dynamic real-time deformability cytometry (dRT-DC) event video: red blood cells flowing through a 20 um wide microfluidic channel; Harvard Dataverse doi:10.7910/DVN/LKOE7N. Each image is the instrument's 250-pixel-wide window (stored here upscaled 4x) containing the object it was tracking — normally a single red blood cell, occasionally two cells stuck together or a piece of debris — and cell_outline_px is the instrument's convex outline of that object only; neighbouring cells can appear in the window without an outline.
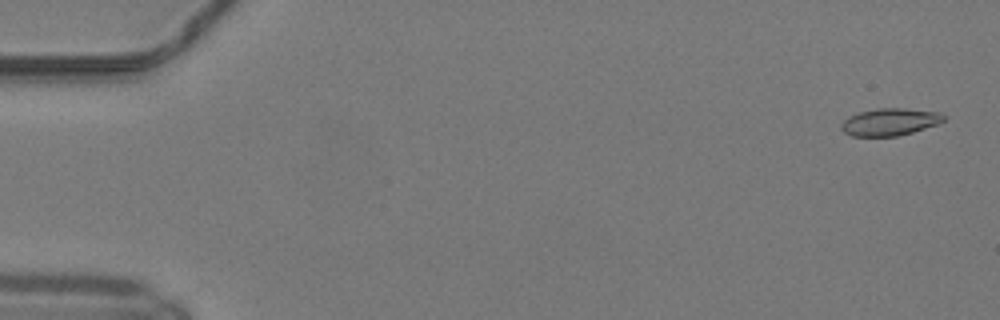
{"species": "common noctule bat (a hibernating species)", "species_latin": "Nyctalus noctula", "temperature_condition": "warm", "stored_images_in_passage": 8, "camera_frame_rate_fps": 3000, "um_per_image_px": 0.085, "animal": {"sex": "male", "body_mass_g": 19.2, "forearm_length_mm": 51.8}, "frame": {"image": 1, "passage_image": 2, "time_ms": 0.333, "image_size_px": [1000, 320], "cell_outline_px": [[948, 116], [944, 120], [936, 124], [912, 132], [896, 136], [852, 136], [844, 132], [840, 128], [840, 124], [848, 116], [860, 112], [876, 108], [904, 108], [940, 112]], "centroid_in_image_um": [75.63, 10.35], "position_along_channel_um": 9.4, "area_um2": 16.3}}